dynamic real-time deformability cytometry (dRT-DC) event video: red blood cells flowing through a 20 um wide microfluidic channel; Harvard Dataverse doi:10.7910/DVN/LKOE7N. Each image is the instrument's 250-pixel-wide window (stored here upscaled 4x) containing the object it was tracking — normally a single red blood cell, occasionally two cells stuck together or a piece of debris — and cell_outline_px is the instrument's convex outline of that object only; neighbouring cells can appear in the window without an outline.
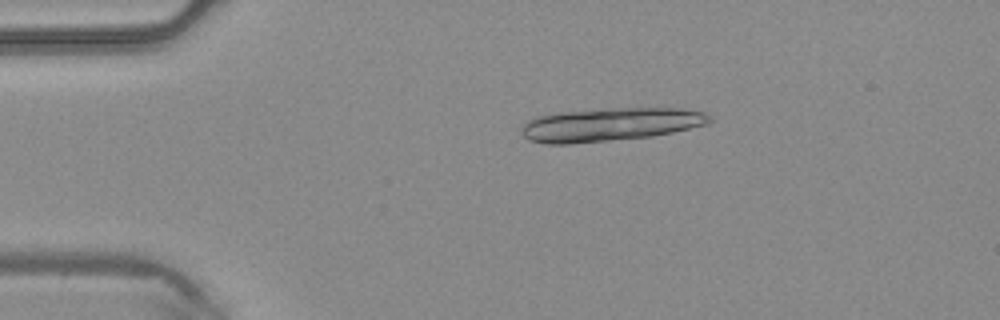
{"species": "common noctule bat (a hibernating species)", "species_latin": "Nyctalus noctula", "temperature_condition": "warm", "stored_images_in_passage": 3, "camera_frame_rate_fps": 3000, "um_per_image_px": 0.085, "animal": {"sex": "male", "body_mass_g": 20.4}, "frame": {"image": 1, "passage_image": 2, "time_ms": 0.333, "image_size_px": [1000, 320], "cell_outline_px": [[712, 120], [708, 124], [672, 132], [652, 136], [572, 144], [548, 144], [528, 140], [520, 132], [520, 128], [528, 120], [540, 116], [564, 112], [616, 108], [676, 108], [704, 112], [712, 116]], "centroid_in_image_um": [51.87, 10.59], "position_along_channel_um": 33.1, "area_um2": 36.3}}